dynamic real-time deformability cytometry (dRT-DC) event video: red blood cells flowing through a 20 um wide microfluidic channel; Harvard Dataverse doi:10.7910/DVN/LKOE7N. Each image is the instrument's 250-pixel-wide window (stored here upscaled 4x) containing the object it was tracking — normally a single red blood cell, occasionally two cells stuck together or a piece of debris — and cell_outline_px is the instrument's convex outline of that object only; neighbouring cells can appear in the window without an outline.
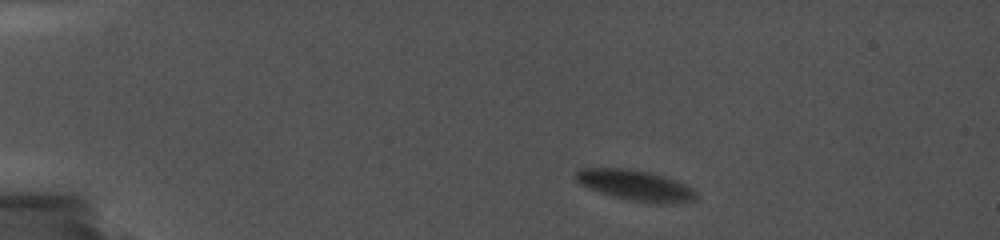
{"species": "common noctule bat (a hibernating species)", "species_latin": "Nyctalus noctula", "temperature_condition": "cold", "stored_images_in_passage": 34, "camera_frame_rate_fps": 5000, "um_per_image_px": 0.085, "animal": {"sex": "female", "body_mass_g": 19.0, "forearm_length_mm": 56.7}, "frame": {"image": 1, "passage_image": 1, "time_ms": 0.0, "image_size_px": [1000, 240], "cell_outline_px": [[696, 200], [664, 204], [648, 204], [628, 200], [612, 196], [588, 188], [580, 184], [576, 180], [576, 172], [580, 168], [624, 168], [648, 172], [684, 184], [692, 188], [696, 192]], "centroid_in_image_um": [53.99, 15.78], "position_along_channel_um": 31.0, "area_um2": 21.33}}
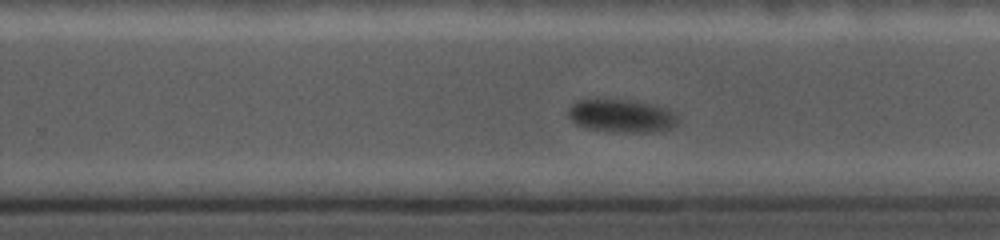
{"frame": {"image": 2, "passage_image": 20, "time_ms": 9.4, "image_size_px": [1000, 240], "cell_outline_px": [[680, 120], [672, 128], [664, 132], [612, 132], [588, 128], [576, 124], [568, 116], [568, 108], [576, 100], [632, 100], [652, 104], [676, 112]], "centroid_in_image_um": [52.89, 9.87], "position_along_channel_um": 276.9, "area_um2": 21.39}}
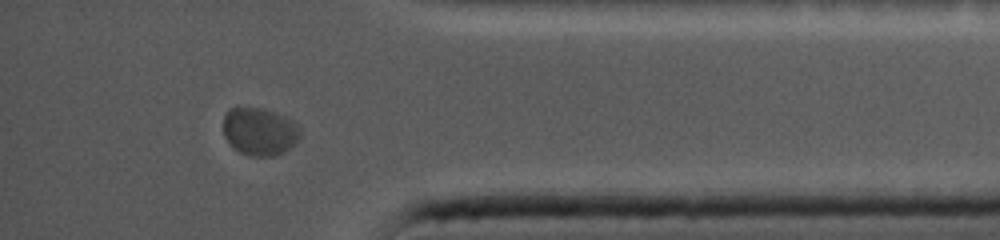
{"frame": {"image": 3, "passage_image": 31, "time_ms": 13.4, "image_size_px": [1000, 240], "cell_outline_px": [[300, 136], [284, 152], [272, 156], [248, 156], [240, 152], [224, 136], [224, 116], [228, 108], [264, 108], [284, 116], [292, 120], [300, 128]], "centroid_in_image_um": [22.06, 11.17], "position_along_channel_um": 413.1, "area_um2": 21.1}}